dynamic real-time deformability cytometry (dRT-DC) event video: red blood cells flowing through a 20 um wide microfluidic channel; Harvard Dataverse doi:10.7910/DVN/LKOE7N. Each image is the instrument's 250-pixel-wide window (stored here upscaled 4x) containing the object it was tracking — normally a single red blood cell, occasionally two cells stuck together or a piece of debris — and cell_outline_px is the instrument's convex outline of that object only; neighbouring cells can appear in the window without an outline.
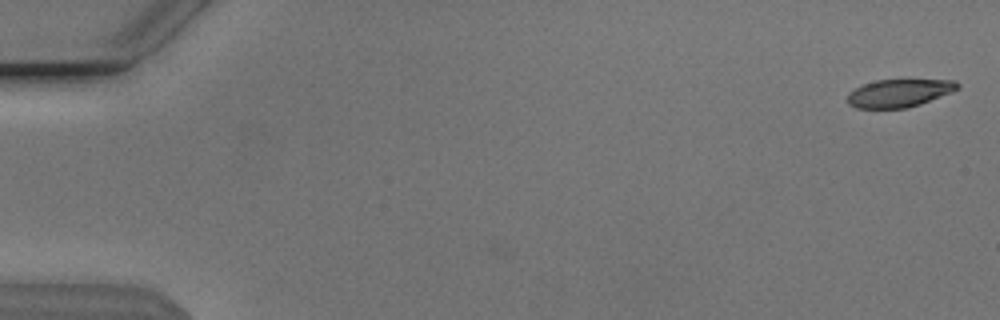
{"species": "Egyptian fruit bat (a non-hibernating species)", "species_latin": "Rousettus aegyptiacus", "temperature_condition": "cold", "stored_images_in_passage": 12, "camera_frame_rate_fps": 3000, "um_per_image_px": 0.085, "animal": {"sex": "male"}, "frame": {"image": 1, "passage_image": 1, "time_ms": 0.0, "image_size_px": [1000, 320], "cell_outline_px": [[960, 84], [952, 92], [920, 104], [904, 108], [856, 108], [848, 104], [848, 92], [864, 84], [876, 80], [956, 80]], "centroid_in_image_um": [76.41, 7.91], "position_along_channel_um": 8.6, "area_um2": 17.69}}